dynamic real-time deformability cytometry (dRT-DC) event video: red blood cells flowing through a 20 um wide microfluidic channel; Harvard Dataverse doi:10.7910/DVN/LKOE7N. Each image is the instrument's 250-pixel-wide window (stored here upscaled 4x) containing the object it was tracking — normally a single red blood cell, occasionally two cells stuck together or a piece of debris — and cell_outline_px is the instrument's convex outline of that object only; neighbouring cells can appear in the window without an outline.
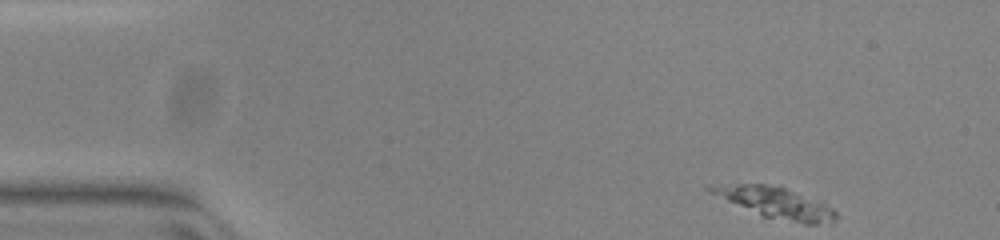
{"species": "common noctule bat (a hibernating species)", "species_latin": "Nyctalus noctula", "temperature_condition": "warm", "stored_images_in_passage": 48, "camera_frame_rate_fps": 3000, "um_per_image_px": 0.085, "animal": {"sex": "female", "body_mass_g": 23.0, "forearm_length_mm": 53.4}, "frame": {"image": 1, "passage_image": 1, "time_ms": 0.0, "image_size_px": [1000, 240], "cell_outline_px": [[836, 216], [832, 224], [804, 224], [760, 216], [708, 192], [708, 188], [740, 184], [764, 184], [784, 188], [824, 204], [832, 208], [836, 212]], "centroid_in_image_um": [65.98, 17.29], "position_along_channel_um": 19.0, "area_um2": 21.85}}
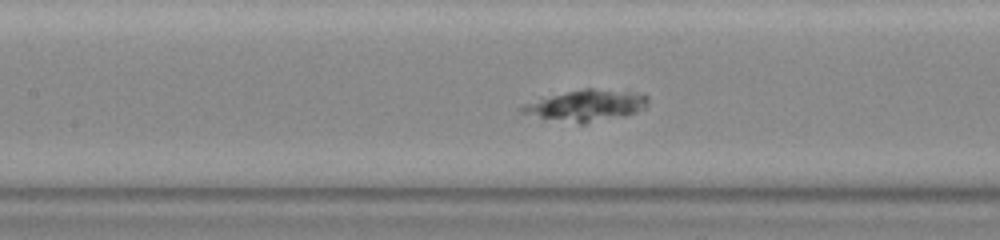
{"frame": {"image": 2, "passage_image": 19, "time_ms": 6.0, "image_size_px": [1000, 240], "cell_outline_px": [[648, 104], [644, 108], [636, 112], [624, 116], [584, 124], [580, 124], [520, 112], [520, 108], [524, 104], [540, 96], [584, 88], [592, 88], [648, 96]], "centroid_in_image_um": [49.77, 8.96], "position_along_channel_um": 157.6, "area_um2": 22.54}}
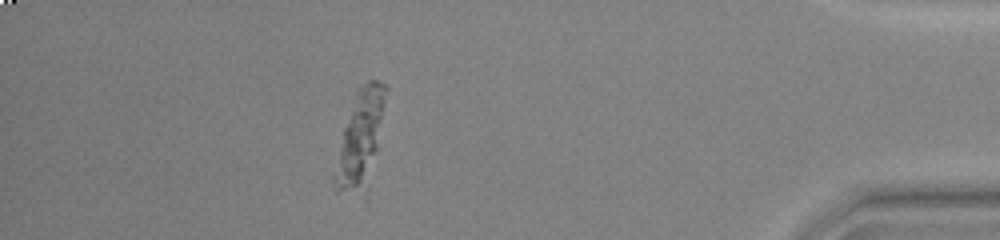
{"frame": {"image": 3, "passage_image": 42, "time_ms": 13.667, "image_size_px": [1000, 240], "cell_outline_px": [[388, 88], [376, 148], [356, 184], [344, 188], [336, 188], [332, 180], [332, 176], [344, 128], [356, 88], [368, 80], [376, 80], [388, 84]], "centroid_in_image_um": [30.61, 11.31], "position_along_channel_um": 404.6, "area_um2": 24.97}}